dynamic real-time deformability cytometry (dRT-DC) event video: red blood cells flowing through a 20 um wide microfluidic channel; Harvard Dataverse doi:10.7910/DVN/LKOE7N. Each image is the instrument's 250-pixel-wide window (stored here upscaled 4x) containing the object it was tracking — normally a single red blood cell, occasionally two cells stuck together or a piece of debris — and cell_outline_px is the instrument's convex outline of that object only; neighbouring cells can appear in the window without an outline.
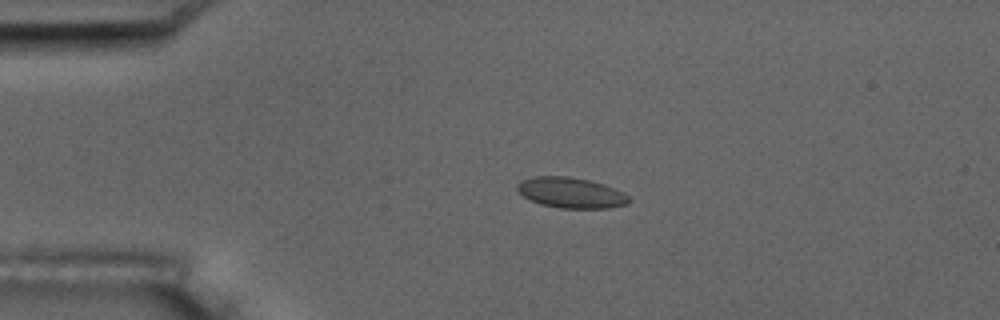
{"species": "common noctule bat (a hibernating species)", "species_latin": "Nyctalus noctula", "temperature_condition": "room temperature", "stored_images_in_passage": 2, "camera_frame_rate_fps": 3000, "um_per_image_px": 0.085, "animal": {"sex": "male", "body_mass_g": 17.5, "forearm_length_mm": 52.3}, "frame": {"image": 1, "passage_image": 1, "time_ms": 0.0, "image_size_px": [1000, 320], "cell_outline_px": [[632, 200], [628, 204], [608, 208], [560, 208], [540, 204], [524, 196], [516, 188], [524, 180], [532, 176], [568, 176], [588, 180], [604, 184], [628, 196]], "centroid_in_image_um": [48.55, 16.39], "position_along_channel_um": 36.4, "area_um2": 19.59}}